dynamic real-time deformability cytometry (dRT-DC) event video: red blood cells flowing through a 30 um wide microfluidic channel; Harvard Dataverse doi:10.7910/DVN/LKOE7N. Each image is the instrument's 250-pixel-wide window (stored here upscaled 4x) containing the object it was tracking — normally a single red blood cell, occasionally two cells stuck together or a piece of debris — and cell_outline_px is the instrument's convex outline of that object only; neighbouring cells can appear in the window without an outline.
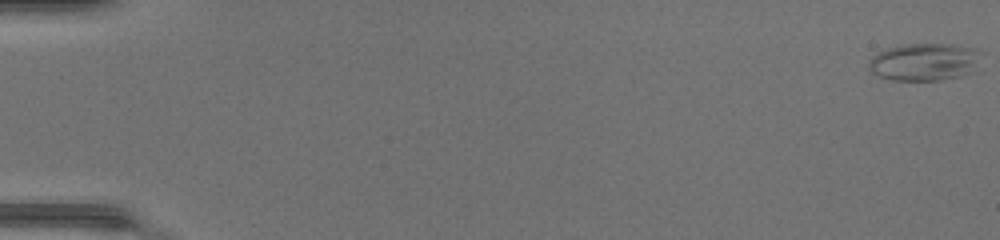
{"species": "common noctule bat (a hibernating species)", "species_latin": "Nyctalus noctula", "temperature_condition": "warm", "stored_images_in_passage": 49, "camera_frame_rate_fps": 3000, "um_per_image_px": 0.085, "animal": {"sex": "female", "body_mass_g": 17.0, "forearm_length_mm": 48.0}, "frame": {"image": 1, "passage_image": 1, "time_ms": 0.0, "image_size_px": [1000, 240], "cell_outline_px": [[976, 72], [960, 76], [940, 80], [892, 80], [880, 76], [872, 72], [868, 68], [868, 64], [880, 52], [888, 48], [908, 44], [952, 44], [968, 48]], "centroid_in_image_um": [78.44, 5.3], "position_along_channel_um": 6.6, "area_um2": 23.29}}
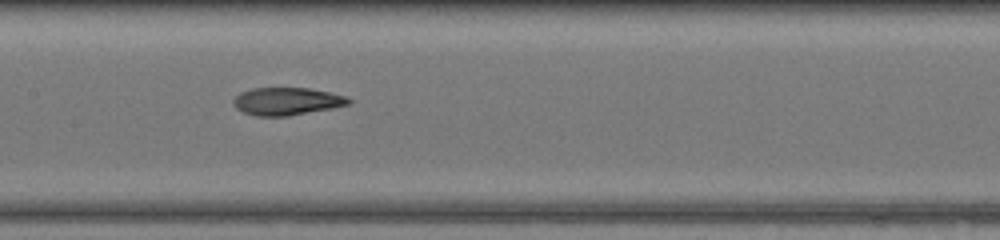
{"frame": {"image": 2, "passage_image": 26, "time_ms": 8.333, "image_size_px": [1000, 240], "cell_outline_px": [[352, 100], [348, 104], [332, 108], [288, 116], [256, 116], [244, 112], [236, 108], [232, 104], [232, 100], [240, 92], [252, 88], [308, 88], [328, 92], [344, 96]], "centroid_in_image_um": [24.33, 8.61], "position_along_channel_um": 183.1, "area_um2": 18.44}}
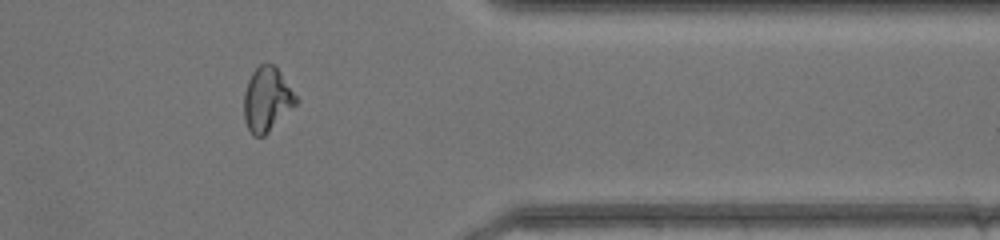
{"frame": {"image": 3, "passage_image": 41, "time_ms": 13.333, "image_size_px": [1000, 240], "cell_outline_px": [[300, 100], [264, 136], [256, 136], [248, 128], [244, 120], [244, 92], [248, 80], [252, 72], [260, 64], [272, 64], [280, 72]], "centroid_in_image_um": [22.69, 8.44], "position_along_channel_um": 388.7, "area_um2": 19.25}, "authors_computed_cell_mechanics": {"area_um2": 20.1144, "velocity_mm_per_s": 4.3744, "shape_relaxation_time_tau1_ms": null, "shape_relaxation_time_tau2_ms": 2.7446, "deformation_change_tau1": null, "deformation_change_tau2": 0.109}}